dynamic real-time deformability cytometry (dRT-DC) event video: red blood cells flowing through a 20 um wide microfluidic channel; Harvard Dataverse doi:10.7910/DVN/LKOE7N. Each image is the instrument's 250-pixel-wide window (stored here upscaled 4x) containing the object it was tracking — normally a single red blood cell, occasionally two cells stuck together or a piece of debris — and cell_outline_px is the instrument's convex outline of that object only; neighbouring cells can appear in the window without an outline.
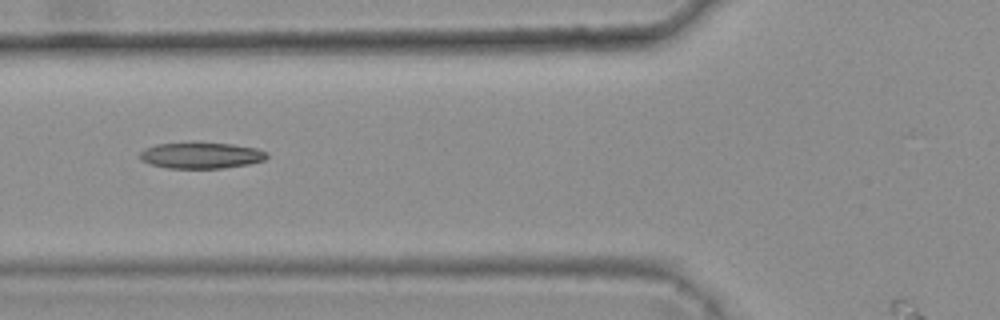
{"species": "common noctule bat (a hibernating species)", "species_latin": "Nyctalus noctula", "temperature_condition": "warm", "stored_images_in_passage": 8, "camera_frame_rate_fps": 3000, "um_per_image_px": 0.085, "animal": {"sex": "female", "body_mass_g": 25.1}, "frame": {"image": 1, "passage_image": 4, "time_ms": 1.0, "image_size_px": [1000, 320], "cell_outline_px": [[268, 156], [264, 160], [248, 164], [224, 168], [168, 168], [152, 164], [140, 160], [140, 152], [144, 148], [156, 144], [232, 144], [256, 148], [268, 152]], "centroid_in_image_um": [17.11, 13.23], "position_along_channel_um": 108.7, "area_um2": 18.9}}
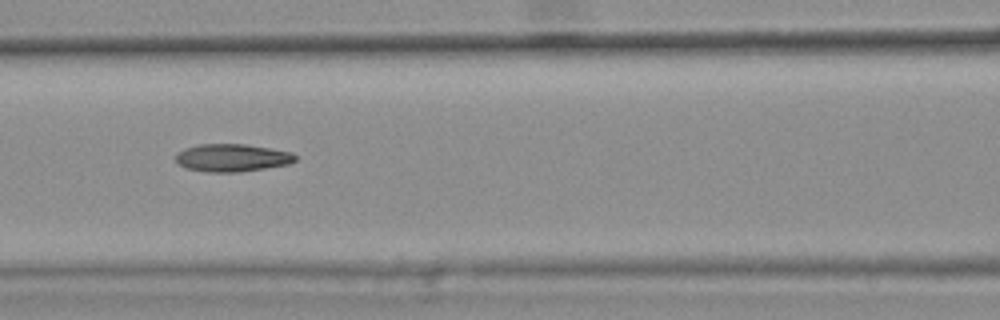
{"frame": {"image": 2, "passage_image": 5, "time_ms": 1.333, "image_size_px": [1000, 320], "cell_outline_px": [[296, 160], [288, 164], [264, 168], [236, 172], [208, 172], [188, 168], [180, 164], [176, 160], [176, 152], [184, 148], [200, 144], [244, 144], [292, 152], [296, 156]], "centroid_in_image_um": [19.71, 13.4], "position_along_channel_um": 146.9, "area_um2": 19.07}}